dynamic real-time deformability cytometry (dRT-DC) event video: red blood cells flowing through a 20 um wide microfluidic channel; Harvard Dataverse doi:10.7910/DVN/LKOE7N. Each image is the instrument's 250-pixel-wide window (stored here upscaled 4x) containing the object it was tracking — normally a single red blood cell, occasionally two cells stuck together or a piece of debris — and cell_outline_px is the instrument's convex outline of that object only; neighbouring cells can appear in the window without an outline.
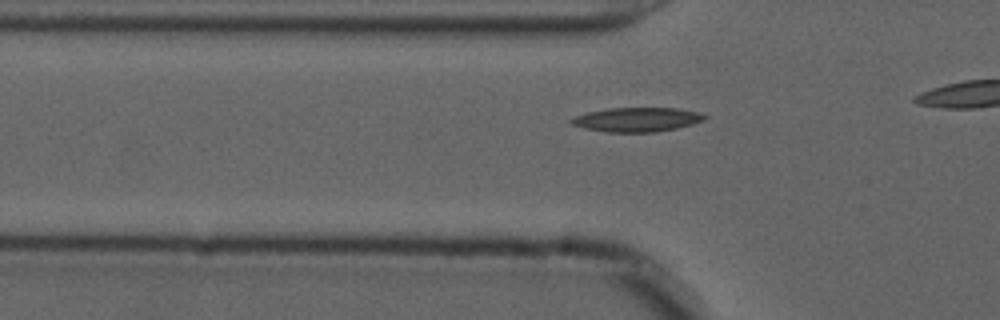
{"species": "common noctule bat (a hibernating species)", "species_latin": "Nyctalus noctula", "temperature_condition": "cold", "stored_images_in_passage": 16, "camera_frame_rate_fps": 3000, "um_per_image_px": 0.085, "animal": {"sex": "male", "forearm_length_mm": 52.5}, "frame": {"image": 1, "passage_image": 10, "time_ms": 3.0, "image_size_px": [1000, 320], "cell_outline_px": [[708, 116], [704, 120], [692, 124], [676, 128], [656, 132], [608, 132], [584, 128], [572, 124], [568, 120], [572, 116], [588, 112], [608, 108], [676, 108], [700, 112]], "centroid_in_image_um": [54.13, 10.16], "position_along_channel_um": 71.7, "area_um2": 18.9}}
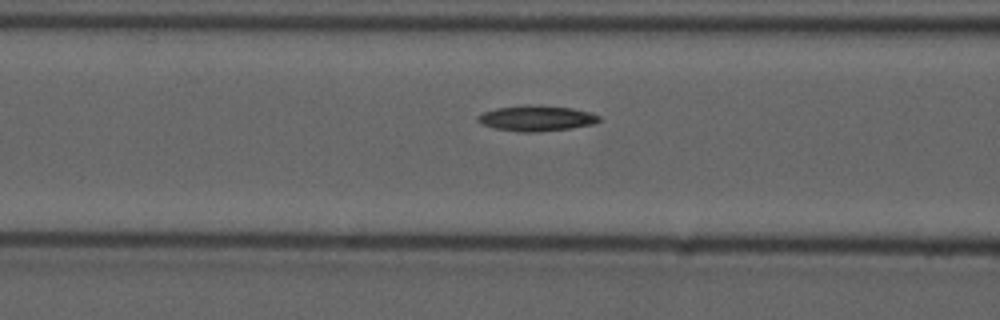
{"frame": {"image": 2, "passage_image": 14, "time_ms": 4.333, "image_size_px": [1000, 320], "cell_outline_px": [[600, 120], [592, 124], [568, 128], [540, 132], [516, 132], [496, 128], [484, 124], [476, 120], [476, 116], [484, 112], [496, 108], [524, 104], [572, 108], [588, 112], [600, 116]], "centroid_in_image_um": [45.56, 10.05], "position_along_channel_um": 121.0, "area_um2": 17.92}}